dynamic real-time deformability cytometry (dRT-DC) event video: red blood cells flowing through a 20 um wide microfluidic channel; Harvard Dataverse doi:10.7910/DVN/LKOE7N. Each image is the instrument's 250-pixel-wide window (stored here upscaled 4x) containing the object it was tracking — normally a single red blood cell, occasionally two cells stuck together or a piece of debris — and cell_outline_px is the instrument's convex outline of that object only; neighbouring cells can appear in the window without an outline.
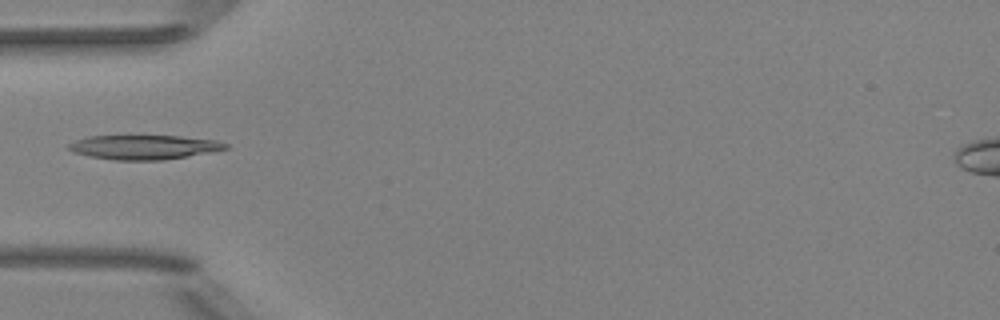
{"species": "Egyptian fruit bat (a non-hibernating species)", "species_latin": "Rousettus aegyptiacus", "temperature_condition": "room temperature", "stored_images_in_passage": 5, "camera_frame_rate_fps": 3000, "um_per_image_px": 0.085, "animal": {"sex": "female"}, "frame": {"image": 1, "passage_image": 4, "time_ms": 3.333, "image_size_px": [1000, 320], "cell_outline_px": [[228, 148], [208, 152], [164, 160], [116, 160], [88, 156], [72, 152], [68, 148], [68, 144], [76, 140], [88, 136], [180, 136], [216, 140], [228, 144]], "centroid_in_image_um": [12.2, 12.51], "position_along_channel_um": 72.8, "area_um2": 22.08}}
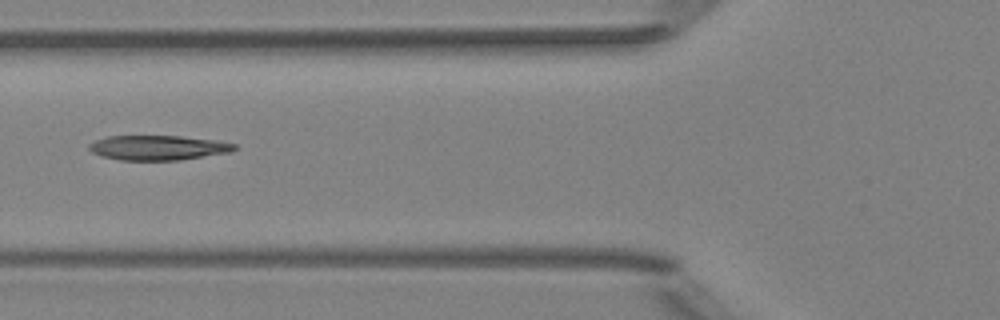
{"frame": {"image": 2, "passage_image": 5, "time_ms": 4.333, "image_size_px": [1000, 320], "cell_outline_px": [[240, 148], [232, 152], [180, 160], [120, 160], [100, 156], [92, 152], [88, 148], [88, 144], [96, 140], [108, 136], [180, 136], [216, 140], [236, 144]], "centroid_in_image_um": [13.47, 12.56], "position_along_channel_um": 112.3, "area_um2": 21.15}}